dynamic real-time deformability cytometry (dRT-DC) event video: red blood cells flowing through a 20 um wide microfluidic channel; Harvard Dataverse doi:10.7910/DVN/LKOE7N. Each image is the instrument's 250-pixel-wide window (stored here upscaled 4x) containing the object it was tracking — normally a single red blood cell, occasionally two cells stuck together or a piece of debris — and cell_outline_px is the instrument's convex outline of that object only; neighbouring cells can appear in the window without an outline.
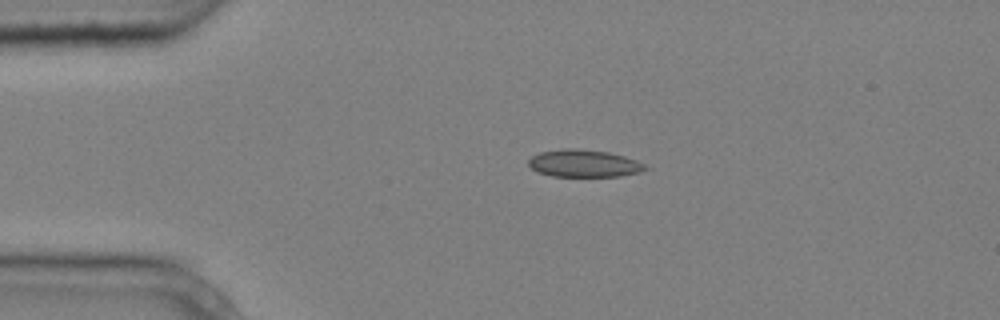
{"species": "common noctule bat (a hibernating species)", "species_latin": "Nyctalus noctula", "temperature_condition": "cold", "stored_images_in_passage": 2, "camera_frame_rate_fps": 3000, "um_per_image_px": 0.085, "animal": {"sex": "male", "body_mass_g": 20.4}, "frame": {"image": 1, "passage_image": 1, "time_ms": 0.0, "image_size_px": [1000, 320], "cell_outline_px": [[648, 168], [640, 172], [620, 176], [552, 176], [540, 172], [532, 168], [528, 164], [528, 160], [532, 156], [540, 152], [564, 148], [576, 148], [608, 152], [624, 156], [636, 160], [644, 164]], "centroid_in_image_um": [49.64, 13.88], "position_along_channel_um": 35.4, "area_um2": 18.5}}